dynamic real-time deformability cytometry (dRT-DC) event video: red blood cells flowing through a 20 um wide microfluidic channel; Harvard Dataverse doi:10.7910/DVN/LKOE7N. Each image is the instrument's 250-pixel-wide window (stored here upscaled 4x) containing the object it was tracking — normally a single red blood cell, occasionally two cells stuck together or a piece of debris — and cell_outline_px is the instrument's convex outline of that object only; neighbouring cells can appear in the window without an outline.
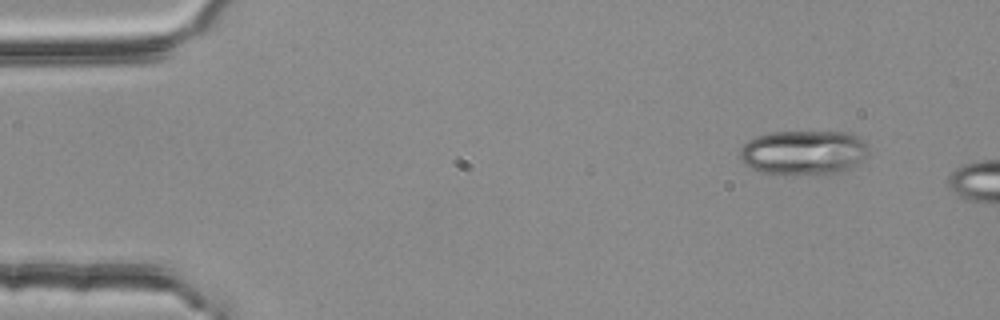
{"species": "common noctule bat (a hibernating species)", "species_latin": "Nyctalus noctula", "temperature_condition": "room temperature", "stored_images_in_passage": 2, "camera_frame_rate_fps": 3000, "um_per_image_px": 0.085, "animal": {"sex": "female", "body_mass_g": 25.1}, "frame": {"image": 1, "passage_image": 1, "time_ms": 0.0, "image_size_px": [1000, 320], "cell_outline_px": [[868, 152], [856, 164], [844, 172], [760, 172], [744, 164], [740, 160], [740, 148], [748, 140], [756, 136], [772, 132], [852, 132], [864, 140], [868, 144]], "centroid_in_image_um": [68.31, 12.91], "position_along_channel_um": 16.7, "area_um2": 32.77}}